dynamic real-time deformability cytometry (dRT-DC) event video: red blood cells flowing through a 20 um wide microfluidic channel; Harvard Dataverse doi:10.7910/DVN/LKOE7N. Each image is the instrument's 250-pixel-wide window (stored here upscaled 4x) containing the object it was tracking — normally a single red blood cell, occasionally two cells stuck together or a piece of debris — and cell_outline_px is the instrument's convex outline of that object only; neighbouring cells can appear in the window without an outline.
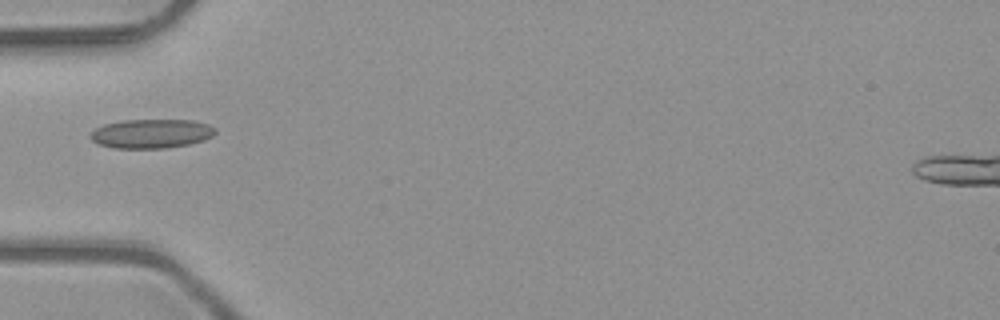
{"species": "common noctule bat (a hibernating species)", "species_latin": "Nyctalus noctula", "temperature_condition": "room temperature", "stored_images_in_passage": 3, "camera_frame_rate_fps": 3000, "um_per_image_px": 0.085, "animal": {"sex": "male", "body_mass_g": 23.1, "forearm_length_mm": 52.7}, "frame": {"image": 1, "passage_image": 2, "time_ms": 0.333, "image_size_px": [1000, 320], "cell_outline_px": [[216, 132], [212, 136], [204, 140], [188, 144], [164, 148], [112, 148], [100, 144], [92, 140], [88, 136], [96, 128], [104, 124], [124, 120], [192, 120], [208, 124], [216, 128]], "centroid_in_image_um": [12.87, 11.35], "position_along_channel_um": 72.1, "area_um2": 21.15}}
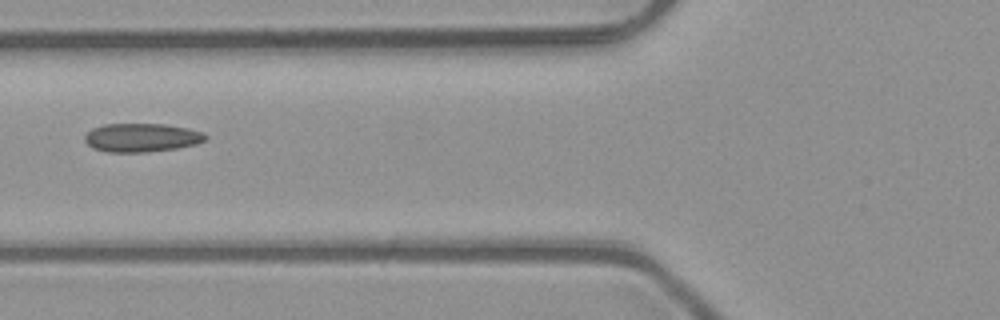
{"frame": {"image": 2, "passage_image": 3, "time_ms": 0.667, "image_size_px": [1000, 320], "cell_outline_px": [[208, 136], [204, 140], [196, 144], [176, 148], [144, 152], [104, 152], [92, 148], [84, 140], [84, 136], [92, 128], [104, 124], [164, 124], [188, 128], [204, 132]], "centroid_in_image_um": [12.02, 11.69], "position_along_channel_um": 113.8, "area_um2": 20.17}}